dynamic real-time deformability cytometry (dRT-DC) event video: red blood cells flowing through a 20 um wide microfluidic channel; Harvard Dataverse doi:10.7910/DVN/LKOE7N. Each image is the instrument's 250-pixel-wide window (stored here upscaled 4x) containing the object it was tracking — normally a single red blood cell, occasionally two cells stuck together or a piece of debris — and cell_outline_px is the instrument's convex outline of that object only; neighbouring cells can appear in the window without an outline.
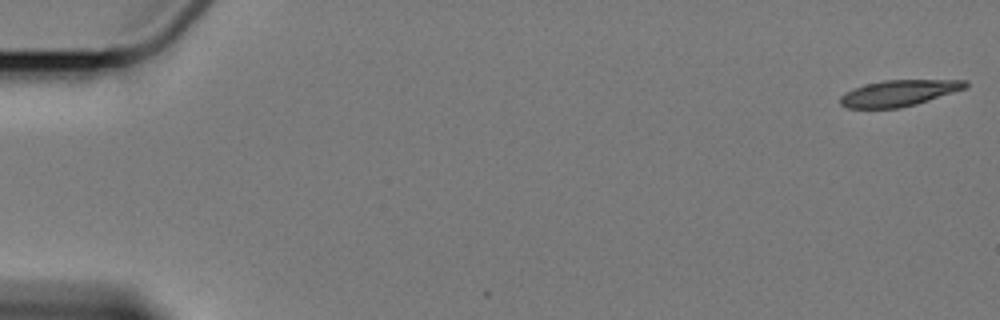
{"species": "Egyptian fruit bat (a non-hibernating species)", "species_latin": "Rousettus aegyptiacus", "temperature_condition": "cold", "stored_images_in_passage": 4, "camera_frame_rate_fps": 3000, "um_per_image_px": 0.085, "animal": {"sex": "female"}, "frame": {"image": 1, "passage_image": 1, "time_ms": 0.0, "image_size_px": [1000, 320], "cell_outline_px": [[968, 88], [916, 104], [900, 108], [848, 108], [840, 104], [840, 96], [844, 92], [852, 88], [864, 84], [884, 80], [968, 80]], "centroid_in_image_um": [76.4, 7.91], "position_along_channel_um": 8.6, "area_um2": 19.25}}